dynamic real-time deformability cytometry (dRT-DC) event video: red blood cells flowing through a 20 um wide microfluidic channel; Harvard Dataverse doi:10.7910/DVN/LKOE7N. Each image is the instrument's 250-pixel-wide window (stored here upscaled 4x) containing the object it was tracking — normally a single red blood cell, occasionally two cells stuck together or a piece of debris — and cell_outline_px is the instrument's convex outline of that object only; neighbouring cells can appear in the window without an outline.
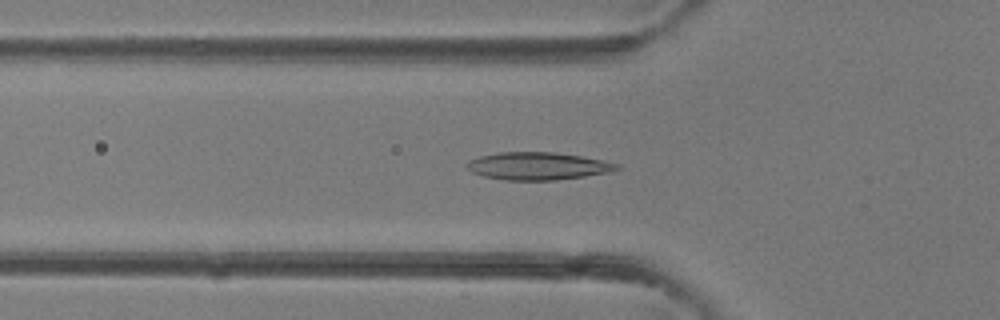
{"species": "common noctule bat (a hibernating species)", "species_latin": "Nyctalus noctula", "temperature_condition": "room temperature", "stored_images_in_passage": 39, "camera_frame_rate_fps": 3000, "um_per_image_px": 0.085, "animal": {"sex": "female"}, "frame": {"image": 1, "passage_image": 13, "time_ms": 4.0, "image_size_px": [1000, 320], "cell_outline_px": [[620, 168], [612, 172], [556, 180], [504, 180], [484, 176], [472, 172], [464, 164], [468, 160], [480, 156], [496, 152], [556, 152], [580, 156], [620, 164]], "centroid_in_image_um": [45.69, 14.11], "position_along_channel_um": 80.1, "area_um2": 24.16}}
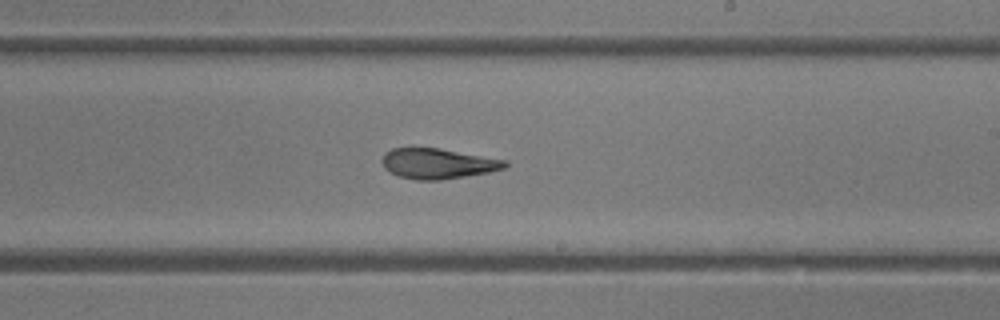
{"frame": {"image": 2, "passage_image": 23, "time_ms": 7.333, "image_size_px": [1000, 320], "cell_outline_px": [[508, 164], [504, 168], [488, 172], [440, 180], [416, 180], [400, 176], [384, 168], [380, 160], [384, 152], [392, 148], [440, 148], [508, 160]], "centroid_in_image_um": [37.2, 13.89], "position_along_channel_um": 251.8, "area_um2": 21.73}}
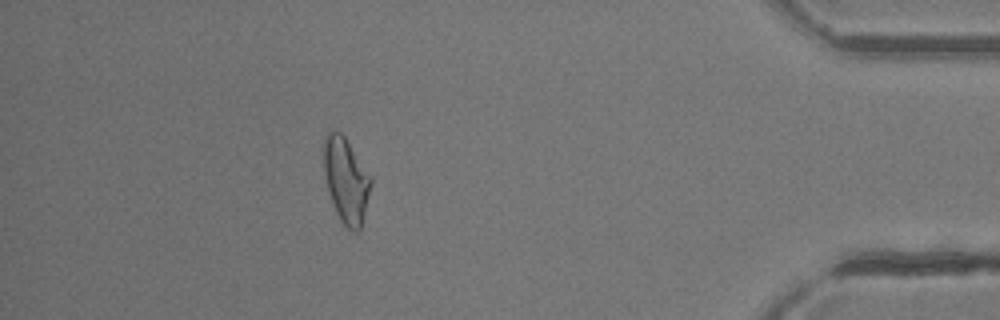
{"frame": {"image": 3, "passage_image": 35, "time_ms": 11.333, "image_size_px": [1000, 320], "cell_outline_px": [[372, 184], [360, 228], [356, 232], [348, 228], [340, 220], [336, 212], [324, 176], [324, 136], [328, 132], [340, 132], [344, 136], [372, 176]], "centroid_in_image_um": [29.43, 15.3], "position_along_channel_um": 405.8, "area_um2": 23.06}}